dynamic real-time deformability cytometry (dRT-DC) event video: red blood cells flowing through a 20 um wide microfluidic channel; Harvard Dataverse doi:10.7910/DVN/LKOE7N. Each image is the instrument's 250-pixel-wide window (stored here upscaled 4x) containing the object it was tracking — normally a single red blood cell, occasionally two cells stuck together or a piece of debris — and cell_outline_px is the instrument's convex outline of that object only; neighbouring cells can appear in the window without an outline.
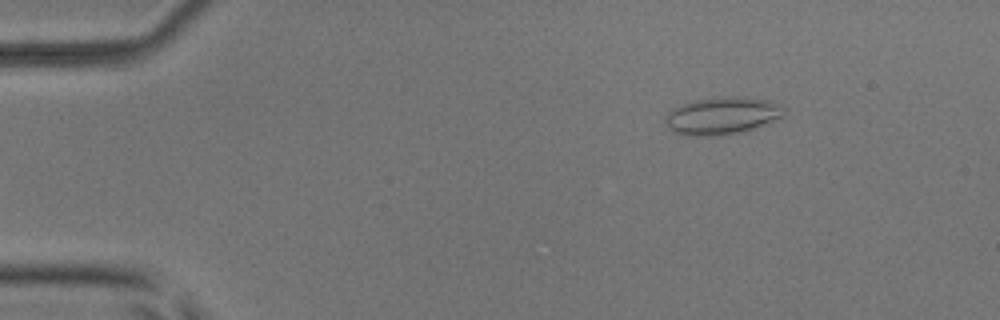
{"species": "common noctule bat (a hibernating species)", "species_latin": "Nyctalus noctula", "temperature_condition": "room temperature", "stored_images_in_passage": 51, "camera_frame_rate_fps": 3000, "um_per_image_px": 0.085, "animal": {"sex": "male", "body_mass_g": 17.9, "forearm_length_mm": 54.2}, "frame": {"image": 1, "passage_image": 8, "time_ms": 2.333, "image_size_px": [1000, 320], "cell_outline_px": [[784, 116], [744, 132], [720, 136], [684, 136], [672, 132], [664, 124], [664, 120], [668, 112], [672, 108], [696, 100], [712, 96], [744, 96], [768, 100], [780, 104], [784, 108]], "centroid_in_image_um": [61.35, 9.84], "position_along_channel_um": 23.7, "area_um2": 26.47}}
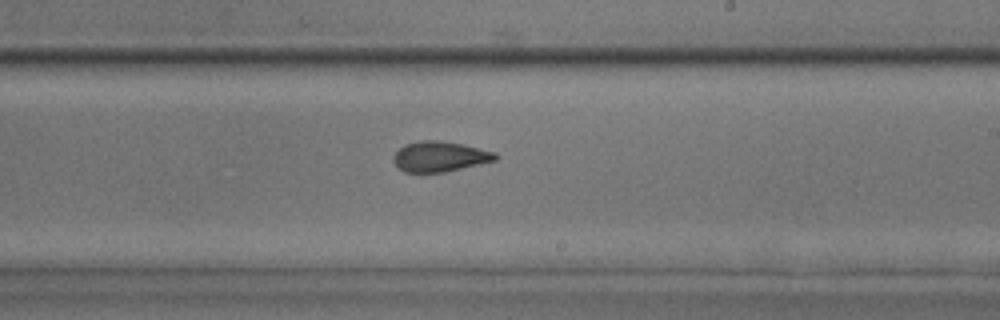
{"frame": {"image": 2, "passage_image": 31, "time_ms": 10.0, "image_size_px": [1000, 320], "cell_outline_px": [[500, 156], [496, 160], [444, 172], [404, 172], [392, 160], [392, 156], [404, 144], [420, 140], [436, 140], [464, 144], [496, 152]], "centroid_in_image_um": [37.39, 13.29], "position_along_channel_um": 251.6, "area_um2": 18.03}}
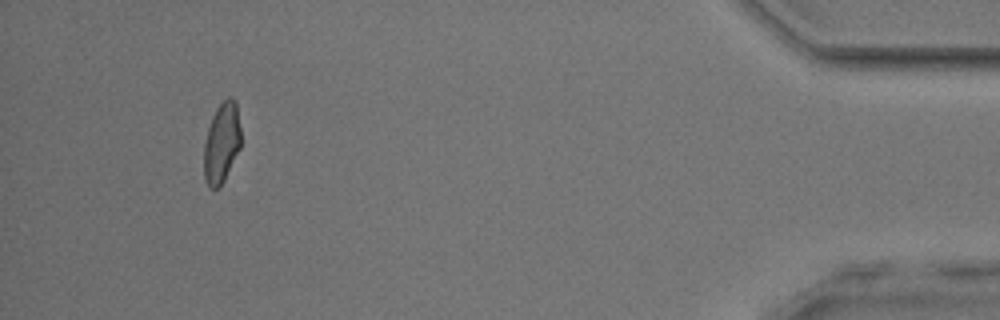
{"frame": {"image": 3, "passage_image": 48, "time_ms": 15.667, "image_size_px": [1000, 320], "cell_outline_px": [[240, 148], [224, 180], [216, 188], [208, 188], [204, 180], [204, 144], [208, 128], [212, 116], [216, 108], [228, 96], [232, 96], [236, 104], [240, 128]], "centroid_in_image_um": [18.83, 12.14], "position_along_channel_um": 416.4, "area_um2": 17.22}, "authors_computed_cell_mechanics": {"area_um2": 18.3804, "velocity_mm_per_s": 4.0767, "shape_relaxation_time_tau1_ms": null, "shape_relaxation_time_tau2_ms": 1.7189, "deformation_change_tau1": null, "deformation_change_tau2": 0.0917}}